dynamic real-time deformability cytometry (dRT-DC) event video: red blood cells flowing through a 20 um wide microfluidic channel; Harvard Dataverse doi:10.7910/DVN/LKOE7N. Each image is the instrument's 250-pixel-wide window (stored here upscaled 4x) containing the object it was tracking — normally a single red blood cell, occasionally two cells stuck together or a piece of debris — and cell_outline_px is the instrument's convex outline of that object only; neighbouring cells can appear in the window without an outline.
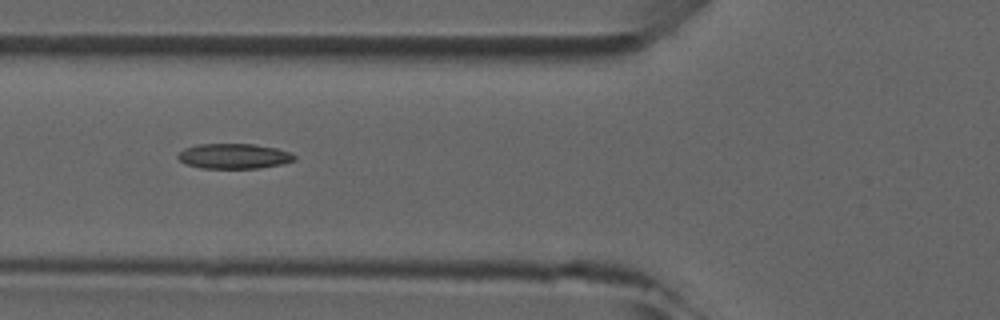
{"species": "common noctule bat (a hibernating species)", "species_latin": "Nyctalus noctula", "temperature_condition": "room temperature", "stored_images_in_passage": 6, "camera_frame_rate_fps": 3000, "um_per_image_px": 0.085, "animal": {"sex": "male", "forearm_length_mm": 52.5}, "frame": {"image": 1, "passage_image": 6, "time_ms": 5.667, "image_size_px": [1000, 320], "cell_outline_px": [[296, 160], [280, 164], [256, 168], [200, 168], [184, 164], [176, 156], [184, 148], [196, 144], [252, 144], [276, 148], [288, 152], [296, 156]], "centroid_in_image_um": [19.83, 13.27], "position_along_channel_um": 106.0, "area_um2": 16.99}}